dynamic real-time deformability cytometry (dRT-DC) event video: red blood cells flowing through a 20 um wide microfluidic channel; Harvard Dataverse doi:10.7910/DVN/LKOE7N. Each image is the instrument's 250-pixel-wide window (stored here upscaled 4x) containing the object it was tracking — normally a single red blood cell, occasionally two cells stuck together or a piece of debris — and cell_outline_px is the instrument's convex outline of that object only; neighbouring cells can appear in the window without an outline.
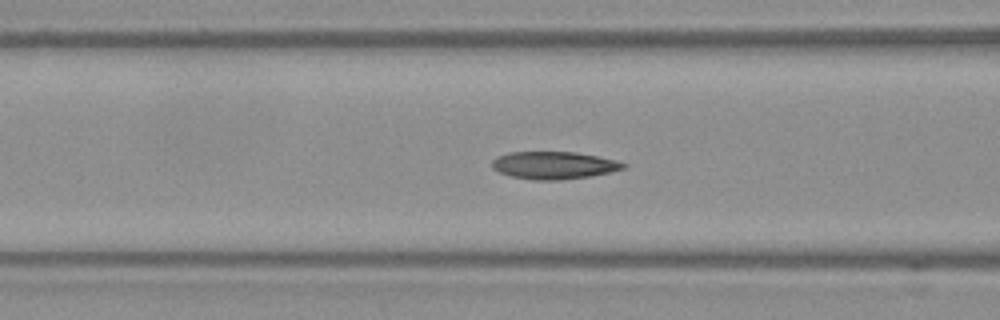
{"species": "Egyptian fruit bat (a non-hibernating species)", "species_latin": "Rousettus aegyptiacus", "temperature_condition": "warm", "stored_images_in_passage": 53, "camera_frame_rate_fps": 3000, "um_per_image_px": 0.085, "frame": {"image": 1, "passage_image": 22, "time_ms": 7.0, "image_size_px": [1000, 320], "cell_outline_px": [[628, 164], [624, 168], [608, 172], [588, 176], [560, 180], [532, 180], [512, 176], [500, 172], [492, 168], [492, 160], [496, 156], [508, 152], [576, 152], [596, 156]], "centroid_in_image_um": [47.01, 14.04], "position_along_channel_um": 119.6, "area_um2": 20.81}}
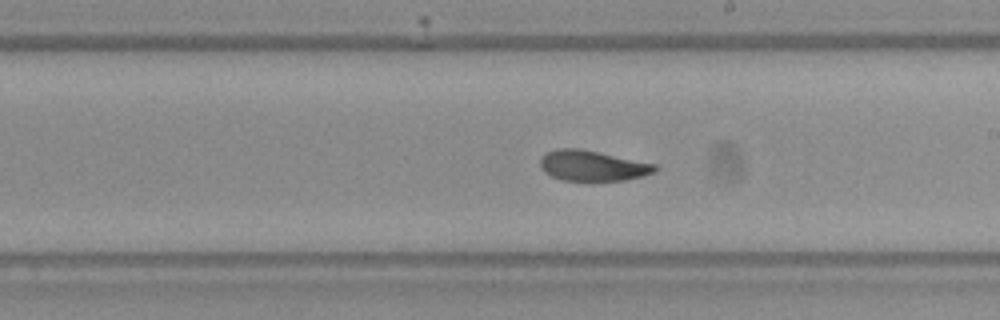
{"frame": {"image": 2, "passage_image": 31, "time_ms": 10.0, "image_size_px": [1000, 320], "cell_outline_px": [[660, 168], [656, 172], [624, 180], [592, 184], [588, 184], [560, 180], [544, 172], [540, 168], [540, 156], [544, 152], [556, 148], [580, 148], [656, 164]], "centroid_in_image_um": [50.32, 14.13], "position_along_channel_um": 238.7, "area_um2": 21.5}}
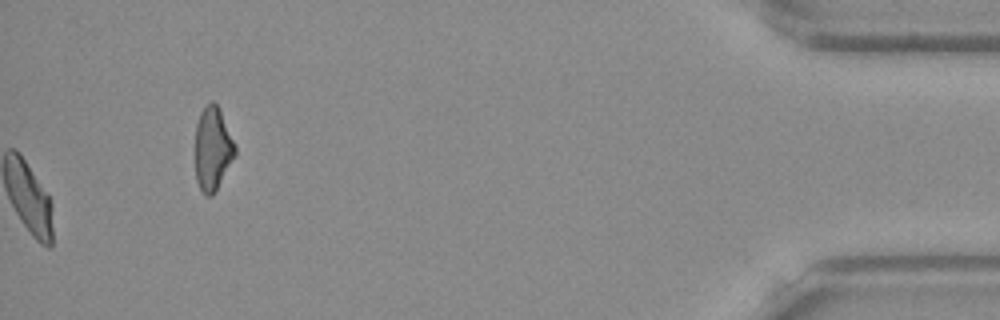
{"frame": {"image": 3, "passage_image": 53, "time_ms": 17.333, "image_size_px": [1000, 320], "cell_outline_px": [[236, 152], [212, 196], [204, 196], [196, 180], [196, 124], [200, 112], [204, 104], [212, 100], [216, 104], [236, 144]], "centroid_in_image_um": [18.06, 12.61], "position_along_channel_um": 417.1, "area_um2": 19.07}, "authors_computed_cell_mechanics": {"area_um2": 21.097, "velocity_mm_per_s": 3.9717, "shape_relaxation_time_tau1_ms": 3.9945, "shape_relaxation_time_tau2_ms": 1.9106, "deformation_change_tau1": 0.1458, "deformation_change_tau2": 0.0719}}